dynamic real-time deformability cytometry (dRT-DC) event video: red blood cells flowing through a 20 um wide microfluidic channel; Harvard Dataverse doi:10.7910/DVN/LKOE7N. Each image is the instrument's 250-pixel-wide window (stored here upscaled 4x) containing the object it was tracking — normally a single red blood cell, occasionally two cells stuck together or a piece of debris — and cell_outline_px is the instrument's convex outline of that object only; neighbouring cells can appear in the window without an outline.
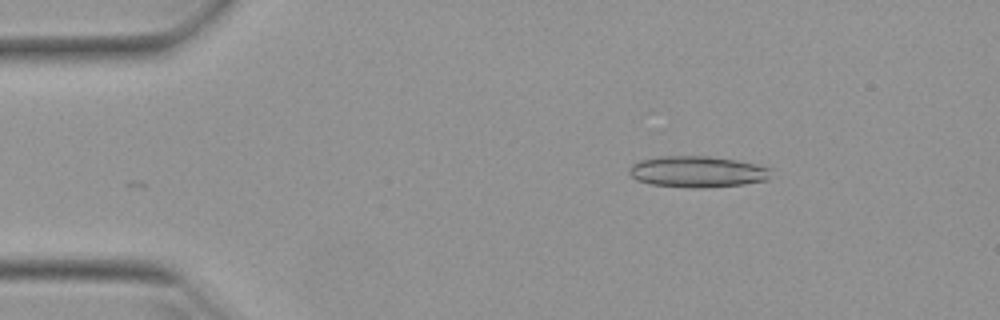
{"species": "Egyptian fruit bat (a non-hibernating species)", "species_latin": "Rousettus aegyptiacus", "temperature_condition": "warm", "stored_images_in_passage": 34, "camera_frame_rate_fps": 3000, "um_per_image_px": 0.085, "animal": {"sex": "female"}, "frame": {"image": 1, "passage_image": 2, "time_ms": 0.333, "image_size_px": [1000, 320], "cell_outline_px": [[772, 168], [768, 180], [744, 184], [704, 188], [692, 188], [652, 184], [636, 180], [628, 172], [628, 168], [632, 164], [640, 160], [660, 156], [708, 156], [736, 160], [756, 164]], "centroid_in_image_um": [59.28, 14.59], "position_along_channel_um": 25.7, "area_um2": 25.95}}
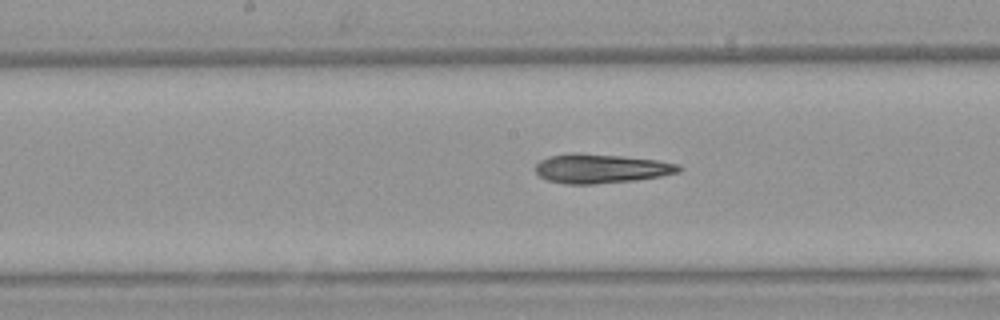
{"frame": {"image": 2, "passage_image": 20, "time_ms": 6.333, "image_size_px": [1000, 320], "cell_outline_px": [[684, 168], [680, 172], [660, 176], [636, 180], [592, 184], [568, 184], [548, 180], [540, 176], [536, 172], [536, 164], [540, 160], [548, 156], [572, 152], [576, 152], [624, 156], [656, 160], [680, 164]], "centroid_in_image_um": [51.1, 14.31], "position_along_channel_um": 197.1, "area_um2": 24.57}}
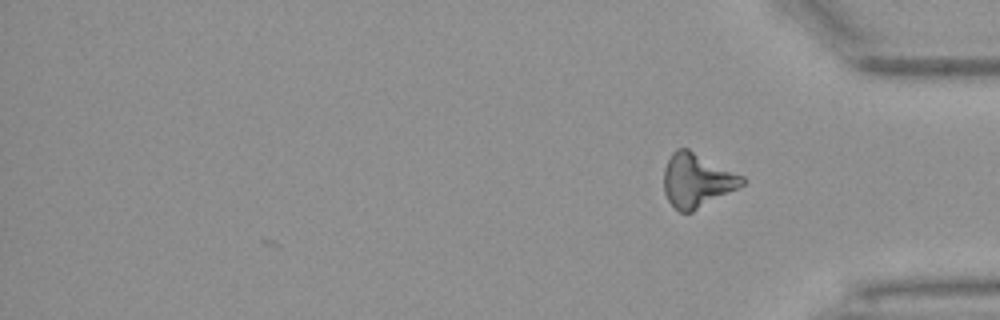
{"frame": {"image": 3, "passage_image": 34, "time_ms": 11.0, "image_size_px": [1000, 320], "cell_outline_px": [[744, 184], [692, 212], [680, 212], [668, 200], [664, 192], [664, 168], [672, 152], [676, 148], [688, 148], [744, 176]], "centroid_in_image_um": [59.22, 15.31], "position_along_channel_um": 376.0, "area_um2": 24.33}, "authors_computed_cell_mechanics": {"area_um2": 24.4205, "velocity_mm_per_s": 3.9445, "shape_relaxation_time_tau1_ms": 5.0904, "shape_relaxation_time_tau2_ms": null, "deformation_change_tau1": 0.2077, "deformation_change_tau2": null}}